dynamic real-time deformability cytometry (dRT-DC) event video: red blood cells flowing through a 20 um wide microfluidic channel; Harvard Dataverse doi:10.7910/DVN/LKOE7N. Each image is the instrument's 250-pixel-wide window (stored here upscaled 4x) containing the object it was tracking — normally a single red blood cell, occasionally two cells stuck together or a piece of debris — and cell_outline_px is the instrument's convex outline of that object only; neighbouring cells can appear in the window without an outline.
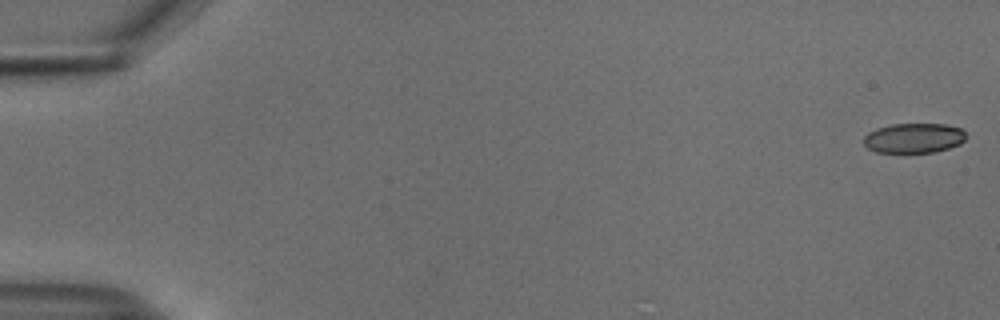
{"species": "common noctule bat (a hibernating species)", "species_latin": "Nyctalus noctula", "temperature_condition": "cold", "stored_images_in_passage": 52, "camera_frame_rate_fps": 3000, "um_per_image_px": 0.085, "animal": {"sex": "male", "body_mass_g": 18.8}, "frame": {"image": 1, "passage_image": 1, "time_ms": 0.0, "image_size_px": [1000, 320], "cell_outline_px": [[964, 140], [960, 144], [936, 152], [876, 152], [868, 148], [864, 144], [864, 136], [868, 132], [876, 128], [892, 124], [944, 124], [960, 128], [964, 132]], "centroid_in_image_um": [77.65, 11.73], "position_along_channel_um": 7.4, "area_um2": 17.69}}
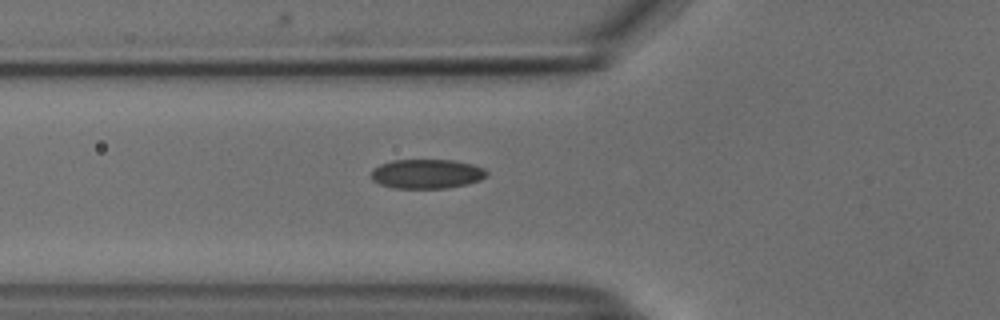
{"frame": {"image": 2, "passage_image": 20, "time_ms": 6.333, "image_size_px": [1000, 320], "cell_outline_px": [[488, 176], [480, 180], [468, 184], [448, 188], [392, 188], [380, 184], [372, 180], [372, 168], [380, 164], [392, 160], [452, 160], [472, 164], [484, 168], [488, 172]], "centroid_in_image_um": [36.29, 14.78], "position_along_channel_um": 89.5, "area_um2": 19.94}}
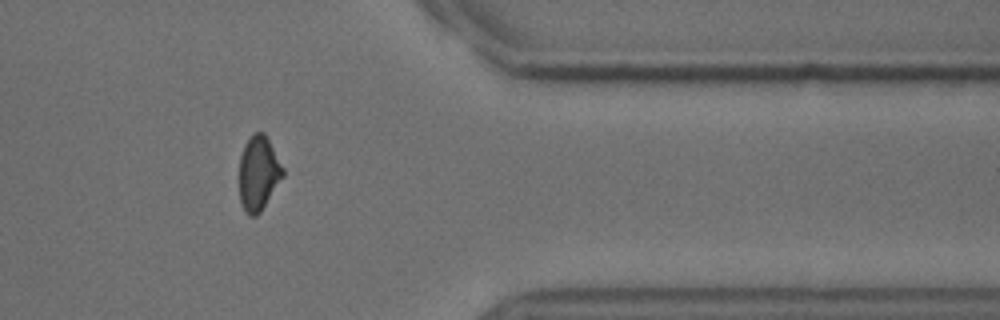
{"frame": {"image": 3, "passage_image": 45, "time_ms": 14.667, "image_size_px": [1000, 320], "cell_outline_px": [[284, 176], [260, 212], [256, 216], [248, 216], [244, 212], [240, 204], [240, 156], [244, 144], [256, 132], [264, 132], [284, 168]], "centroid_in_image_um": [21.97, 14.76], "position_along_channel_um": 389.4, "area_um2": 18.9}}